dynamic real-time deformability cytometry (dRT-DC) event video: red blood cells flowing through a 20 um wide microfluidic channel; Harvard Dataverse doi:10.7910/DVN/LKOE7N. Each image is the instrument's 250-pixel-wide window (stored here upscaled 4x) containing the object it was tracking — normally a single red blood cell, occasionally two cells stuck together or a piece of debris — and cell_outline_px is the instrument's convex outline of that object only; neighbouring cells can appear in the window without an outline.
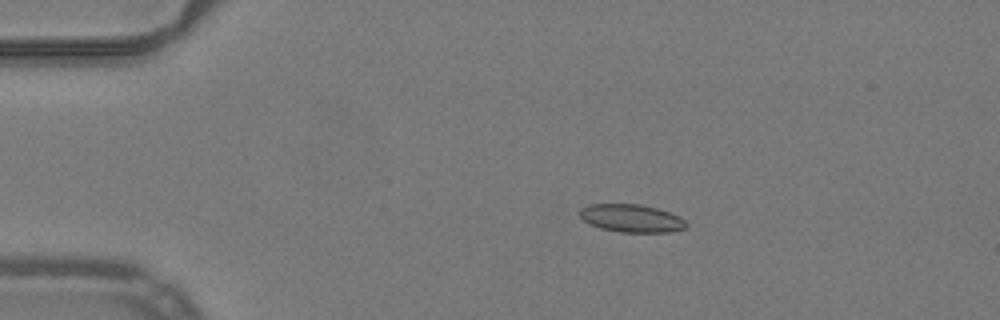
{"species": "common noctule bat (a hibernating species)", "species_latin": "Nyctalus noctula", "temperature_condition": "warm", "stored_images_in_passage": 21, "camera_frame_rate_fps": 3000, "um_per_image_px": 0.085, "animal": {"sex": "male", "body_mass_g": 19.2, "forearm_length_mm": 51.8}, "frame": {"image": 1, "passage_image": 11, "time_ms": 3.333, "image_size_px": [1000, 320], "cell_outline_px": [[688, 228], [668, 232], [620, 232], [600, 228], [584, 220], [580, 216], [580, 208], [588, 204], [640, 204], [656, 208], [680, 216], [688, 224]], "centroid_in_image_um": [53.7, 18.55], "position_along_channel_um": 31.3, "area_um2": 17.28}}
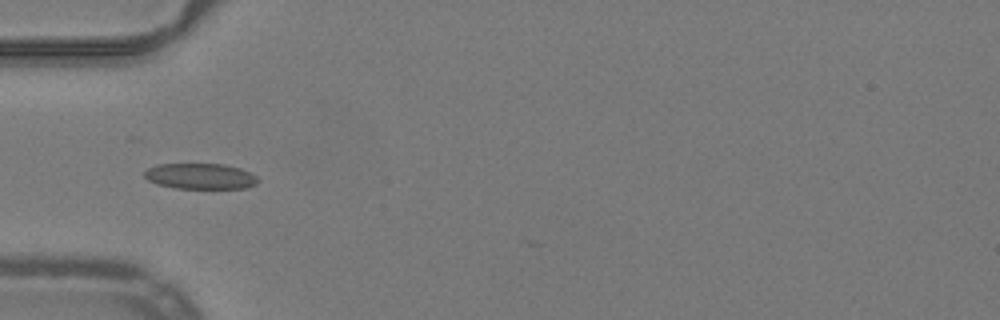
{"frame": {"image": 2, "passage_image": 18, "time_ms": 5.667, "image_size_px": [1000, 320], "cell_outline_px": [[260, 180], [256, 184], [244, 188], [176, 188], [156, 184], [148, 180], [144, 176], [144, 172], [148, 168], [156, 164], [224, 164], [240, 168], [256, 176]], "centroid_in_image_um": [17.01, 14.97], "position_along_channel_um": 68.0, "area_um2": 16.99}}